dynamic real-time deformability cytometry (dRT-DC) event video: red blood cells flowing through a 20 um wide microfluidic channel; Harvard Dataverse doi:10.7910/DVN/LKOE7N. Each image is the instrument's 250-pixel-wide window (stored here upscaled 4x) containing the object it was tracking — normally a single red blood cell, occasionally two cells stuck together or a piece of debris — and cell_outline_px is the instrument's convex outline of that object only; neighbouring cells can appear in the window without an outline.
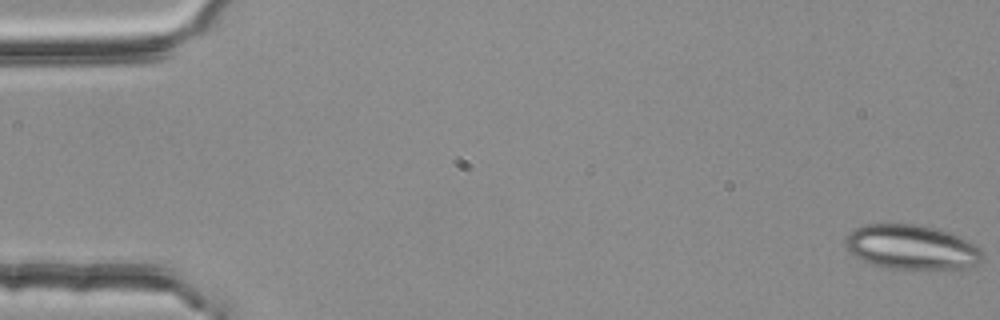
{"species": "common noctule bat (a hibernating species)", "species_latin": "Nyctalus noctula", "temperature_condition": "room temperature", "stored_images_in_passage": 54, "camera_frame_rate_fps": 3000, "um_per_image_px": 0.085, "animal": {"sex": "female", "body_mass_g": 25.1}, "frame": {"image": 1, "passage_image": 1, "time_ms": 0.0, "image_size_px": [1000, 320], "cell_outline_px": [[984, 256], [980, 264], [964, 268], [884, 268], [872, 264], [856, 256], [844, 244], [844, 236], [848, 232], [864, 224], [916, 224], [936, 228], [952, 232], [960, 236], [980, 248], [984, 252]], "centroid_in_image_um": [77.51, 20.99], "position_along_channel_um": 7.5, "area_um2": 35.72}}
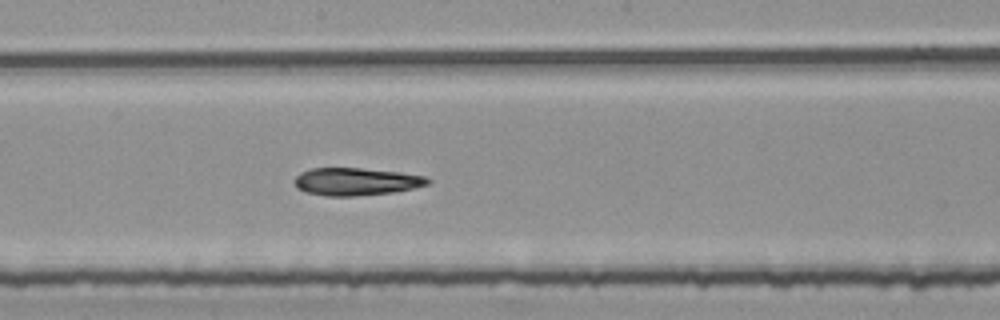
{"frame": {"image": 2, "passage_image": 30, "time_ms": 9.667, "image_size_px": [1000, 320], "cell_outline_px": [[432, 180], [428, 184], [416, 188], [392, 192], [356, 196], [324, 196], [304, 192], [296, 188], [296, 176], [300, 172], [312, 168], [360, 168], [396, 172], [424, 176]], "centroid_in_image_um": [30.25, 15.44], "position_along_channel_um": 218.0, "area_um2": 21.39}}
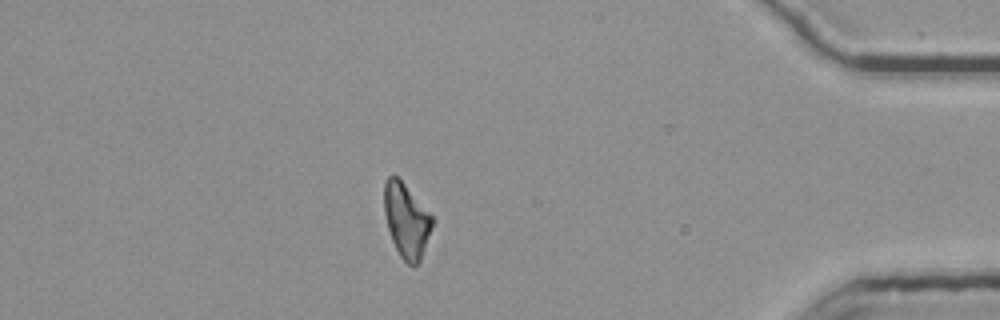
{"frame": {"image": 3, "passage_image": 48, "time_ms": 15.667, "image_size_px": [1000, 320], "cell_outline_px": [[436, 220], [420, 260], [416, 264], [408, 264], [400, 256], [392, 240], [388, 228], [384, 212], [384, 184], [388, 176], [396, 176], [404, 184]], "centroid_in_image_um": [34.56, 18.74], "position_along_channel_um": 400.6, "area_um2": 20.58}, "authors_computed_cell_mechanics": {"area_um2": 22.2241, "velocity_mm_per_s": 3.7838, "shape_relaxation_time_tau1_ms": 8.7483, "shape_relaxation_time_tau2_ms": null, "deformation_change_tau1": 0.2111, "deformation_change_tau2": null}}